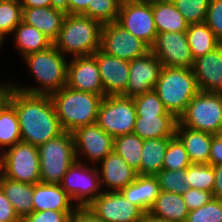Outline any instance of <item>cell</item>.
<instances>
[{
  "label": "cell",
  "instance_id": "cell-5",
  "mask_svg": "<svg viewBox=\"0 0 222 222\" xmlns=\"http://www.w3.org/2000/svg\"><path fill=\"white\" fill-rule=\"evenodd\" d=\"M154 91L167 111L178 119L199 89L192 69L162 67Z\"/></svg>",
  "mask_w": 222,
  "mask_h": 222
},
{
  "label": "cell",
  "instance_id": "cell-31",
  "mask_svg": "<svg viewBox=\"0 0 222 222\" xmlns=\"http://www.w3.org/2000/svg\"><path fill=\"white\" fill-rule=\"evenodd\" d=\"M186 36L194 59L213 51L221 44L205 22L189 24Z\"/></svg>",
  "mask_w": 222,
  "mask_h": 222
},
{
  "label": "cell",
  "instance_id": "cell-36",
  "mask_svg": "<svg viewBox=\"0 0 222 222\" xmlns=\"http://www.w3.org/2000/svg\"><path fill=\"white\" fill-rule=\"evenodd\" d=\"M22 21V5L19 0H0V38L12 34Z\"/></svg>",
  "mask_w": 222,
  "mask_h": 222
},
{
  "label": "cell",
  "instance_id": "cell-10",
  "mask_svg": "<svg viewBox=\"0 0 222 222\" xmlns=\"http://www.w3.org/2000/svg\"><path fill=\"white\" fill-rule=\"evenodd\" d=\"M60 185L72 201L77 202V207H87L103 192L100 190L99 169L96 166L90 168L79 160L69 167Z\"/></svg>",
  "mask_w": 222,
  "mask_h": 222
},
{
  "label": "cell",
  "instance_id": "cell-3",
  "mask_svg": "<svg viewBox=\"0 0 222 222\" xmlns=\"http://www.w3.org/2000/svg\"><path fill=\"white\" fill-rule=\"evenodd\" d=\"M23 58L40 85L27 88L12 83L16 90L29 94L50 95L66 86L68 62L65 55L54 45L45 50L30 53Z\"/></svg>",
  "mask_w": 222,
  "mask_h": 222
},
{
  "label": "cell",
  "instance_id": "cell-33",
  "mask_svg": "<svg viewBox=\"0 0 222 222\" xmlns=\"http://www.w3.org/2000/svg\"><path fill=\"white\" fill-rule=\"evenodd\" d=\"M21 141L19 120L15 108L9 103L0 113V147H12Z\"/></svg>",
  "mask_w": 222,
  "mask_h": 222
},
{
  "label": "cell",
  "instance_id": "cell-46",
  "mask_svg": "<svg viewBox=\"0 0 222 222\" xmlns=\"http://www.w3.org/2000/svg\"><path fill=\"white\" fill-rule=\"evenodd\" d=\"M208 164L222 165V134H212V144Z\"/></svg>",
  "mask_w": 222,
  "mask_h": 222
},
{
  "label": "cell",
  "instance_id": "cell-56",
  "mask_svg": "<svg viewBox=\"0 0 222 222\" xmlns=\"http://www.w3.org/2000/svg\"><path fill=\"white\" fill-rule=\"evenodd\" d=\"M3 44V40L0 38V46Z\"/></svg>",
  "mask_w": 222,
  "mask_h": 222
},
{
  "label": "cell",
  "instance_id": "cell-34",
  "mask_svg": "<svg viewBox=\"0 0 222 222\" xmlns=\"http://www.w3.org/2000/svg\"><path fill=\"white\" fill-rule=\"evenodd\" d=\"M186 183L189 188L213 193L215 181L214 166L210 164H191L186 168Z\"/></svg>",
  "mask_w": 222,
  "mask_h": 222
},
{
  "label": "cell",
  "instance_id": "cell-15",
  "mask_svg": "<svg viewBox=\"0 0 222 222\" xmlns=\"http://www.w3.org/2000/svg\"><path fill=\"white\" fill-rule=\"evenodd\" d=\"M161 69V61L151 51L129 61V79L122 95L134 98L154 90Z\"/></svg>",
  "mask_w": 222,
  "mask_h": 222
},
{
  "label": "cell",
  "instance_id": "cell-23",
  "mask_svg": "<svg viewBox=\"0 0 222 222\" xmlns=\"http://www.w3.org/2000/svg\"><path fill=\"white\" fill-rule=\"evenodd\" d=\"M160 191L156 176L137 175L134 182L119 192L145 213L150 211Z\"/></svg>",
  "mask_w": 222,
  "mask_h": 222
},
{
  "label": "cell",
  "instance_id": "cell-8",
  "mask_svg": "<svg viewBox=\"0 0 222 222\" xmlns=\"http://www.w3.org/2000/svg\"><path fill=\"white\" fill-rule=\"evenodd\" d=\"M134 100L123 95L103 97L98 110L97 124L113 138L133 134L136 122Z\"/></svg>",
  "mask_w": 222,
  "mask_h": 222
},
{
  "label": "cell",
  "instance_id": "cell-29",
  "mask_svg": "<svg viewBox=\"0 0 222 222\" xmlns=\"http://www.w3.org/2000/svg\"><path fill=\"white\" fill-rule=\"evenodd\" d=\"M157 33L186 32L189 23L176 9L172 1L152 4Z\"/></svg>",
  "mask_w": 222,
  "mask_h": 222
},
{
  "label": "cell",
  "instance_id": "cell-45",
  "mask_svg": "<svg viewBox=\"0 0 222 222\" xmlns=\"http://www.w3.org/2000/svg\"><path fill=\"white\" fill-rule=\"evenodd\" d=\"M21 219L16 214L13 205L6 198L0 188V222H20Z\"/></svg>",
  "mask_w": 222,
  "mask_h": 222
},
{
  "label": "cell",
  "instance_id": "cell-38",
  "mask_svg": "<svg viewBox=\"0 0 222 222\" xmlns=\"http://www.w3.org/2000/svg\"><path fill=\"white\" fill-rule=\"evenodd\" d=\"M137 116H174L169 113L154 90L133 98Z\"/></svg>",
  "mask_w": 222,
  "mask_h": 222
},
{
  "label": "cell",
  "instance_id": "cell-26",
  "mask_svg": "<svg viewBox=\"0 0 222 222\" xmlns=\"http://www.w3.org/2000/svg\"><path fill=\"white\" fill-rule=\"evenodd\" d=\"M0 188L20 219L33 212L32 184L13 181L2 176Z\"/></svg>",
  "mask_w": 222,
  "mask_h": 222
},
{
  "label": "cell",
  "instance_id": "cell-18",
  "mask_svg": "<svg viewBox=\"0 0 222 222\" xmlns=\"http://www.w3.org/2000/svg\"><path fill=\"white\" fill-rule=\"evenodd\" d=\"M93 55L98 64L105 95H122L129 79V61L107 54L101 48Z\"/></svg>",
  "mask_w": 222,
  "mask_h": 222
},
{
  "label": "cell",
  "instance_id": "cell-41",
  "mask_svg": "<svg viewBox=\"0 0 222 222\" xmlns=\"http://www.w3.org/2000/svg\"><path fill=\"white\" fill-rule=\"evenodd\" d=\"M186 222H222V200L212 198L200 208L189 211Z\"/></svg>",
  "mask_w": 222,
  "mask_h": 222
},
{
  "label": "cell",
  "instance_id": "cell-17",
  "mask_svg": "<svg viewBox=\"0 0 222 222\" xmlns=\"http://www.w3.org/2000/svg\"><path fill=\"white\" fill-rule=\"evenodd\" d=\"M66 86L74 90L106 96L94 55L73 57L68 62Z\"/></svg>",
  "mask_w": 222,
  "mask_h": 222
},
{
  "label": "cell",
  "instance_id": "cell-37",
  "mask_svg": "<svg viewBox=\"0 0 222 222\" xmlns=\"http://www.w3.org/2000/svg\"><path fill=\"white\" fill-rule=\"evenodd\" d=\"M188 153L185 150L183 143L175 135L168 144L162 169L165 170H180L186 169L191 165Z\"/></svg>",
  "mask_w": 222,
  "mask_h": 222
},
{
  "label": "cell",
  "instance_id": "cell-54",
  "mask_svg": "<svg viewBox=\"0 0 222 222\" xmlns=\"http://www.w3.org/2000/svg\"><path fill=\"white\" fill-rule=\"evenodd\" d=\"M3 157H4L3 154L0 155V180L2 179V176H3Z\"/></svg>",
  "mask_w": 222,
  "mask_h": 222
},
{
  "label": "cell",
  "instance_id": "cell-9",
  "mask_svg": "<svg viewBox=\"0 0 222 222\" xmlns=\"http://www.w3.org/2000/svg\"><path fill=\"white\" fill-rule=\"evenodd\" d=\"M3 152V176L13 181L32 185L40 182V160L37 146L20 141Z\"/></svg>",
  "mask_w": 222,
  "mask_h": 222
},
{
  "label": "cell",
  "instance_id": "cell-13",
  "mask_svg": "<svg viewBox=\"0 0 222 222\" xmlns=\"http://www.w3.org/2000/svg\"><path fill=\"white\" fill-rule=\"evenodd\" d=\"M87 207L104 222H140L144 213L119 191L103 190Z\"/></svg>",
  "mask_w": 222,
  "mask_h": 222
},
{
  "label": "cell",
  "instance_id": "cell-28",
  "mask_svg": "<svg viewBox=\"0 0 222 222\" xmlns=\"http://www.w3.org/2000/svg\"><path fill=\"white\" fill-rule=\"evenodd\" d=\"M172 137L143 140L140 175L156 176L163 167L165 153Z\"/></svg>",
  "mask_w": 222,
  "mask_h": 222
},
{
  "label": "cell",
  "instance_id": "cell-21",
  "mask_svg": "<svg viewBox=\"0 0 222 222\" xmlns=\"http://www.w3.org/2000/svg\"><path fill=\"white\" fill-rule=\"evenodd\" d=\"M32 198L33 212L45 210L74 211L77 208L60 184L38 182L33 185Z\"/></svg>",
  "mask_w": 222,
  "mask_h": 222
},
{
  "label": "cell",
  "instance_id": "cell-4",
  "mask_svg": "<svg viewBox=\"0 0 222 222\" xmlns=\"http://www.w3.org/2000/svg\"><path fill=\"white\" fill-rule=\"evenodd\" d=\"M102 24L82 14H67L53 45L74 57L93 55L101 48Z\"/></svg>",
  "mask_w": 222,
  "mask_h": 222
},
{
  "label": "cell",
  "instance_id": "cell-11",
  "mask_svg": "<svg viewBox=\"0 0 222 222\" xmlns=\"http://www.w3.org/2000/svg\"><path fill=\"white\" fill-rule=\"evenodd\" d=\"M116 22L149 48L154 44L158 33L151 3L143 0L122 1Z\"/></svg>",
  "mask_w": 222,
  "mask_h": 222
},
{
  "label": "cell",
  "instance_id": "cell-42",
  "mask_svg": "<svg viewBox=\"0 0 222 222\" xmlns=\"http://www.w3.org/2000/svg\"><path fill=\"white\" fill-rule=\"evenodd\" d=\"M222 44V0H211L204 21Z\"/></svg>",
  "mask_w": 222,
  "mask_h": 222
},
{
  "label": "cell",
  "instance_id": "cell-55",
  "mask_svg": "<svg viewBox=\"0 0 222 222\" xmlns=\"http://www.w3.org/2000/svg\"><path fill=\"white\" fill-rule=\"evenodd\" d=\"M144 1L154 4V3H158V2H168V1H172V0H144Z\"/></svg>",
  "mask_w": 222,
  "mask_h": 222
},
{
  "label": "cell",
  "instance_id": "cell-49",
  "mask_svg": "<svg viewBox=\"0 0 222 222\" xmlns=\"http://www.w3.org/2000/svg\"><path fill=\"white\" fill-rule=\"evenodd\" d=\"M213 198L222 200V165L214 166Z\"/></svg>",
  "mask_w": 222,
  "mask_h": 222
},
{
  "label": "cell",
  "instance_id": "cell-27",
  "mask_svg": "<svg viewBox=\"0 0 222 222\" xmlns=\"http://www.w3.org/2000/svg\"><path fill=\"white\" fill-rule=\"evenodd\" d=\"M149 212L173 222H186L189 209L182 195L160 191Z\"/></svg>",
  "mask_w": 222,
  "mask_h": 222
},
{
  "label": "cell",
  "instance_id": "cell-24",
  "mask_svg": "<svg viewBox=\"0 0 222 222\" xmlns=\"http://www.w3.org/2000/svg\"><path fill=\"white\" fill-rule=\"evenodd\" d=\"M175 135L183 143L192 164H208L212 144V134L181 126L176 127Z\"/></svg>",
  "mask_w": 222,
  "mask_h": 222
},
{
  "label": "cell",
  "instance_id": "cell-39",
  "mask_svg": "<svg viewBox=\"0 0 222 222\" xmlns=\"http://www.w3.org/2000/svg\"><path fill=\"white\" fill-rule=\"evenodd\" d=\"M161 191L175 193L182 195L189 189L186 183L187 172L186 169L180 170H165L162 169L156 175Z\"/></svg>",
  "mask_w": 222,
  "mask_h": 222
},
{
  "label": "cell",
  "instance_id": "cell-6",
  "mask_svg": "<svg viewBox=\"0 0 222 222\" xmlns=\"http://www.w3.org/2000/svg\"><path fill=\"white\" fill-rule=\"evenodd\" d=\"M40 182L60 184L69 167L77 160L72 133L63 131L38 147Z\"/></svg>",
  "mask_w": 222,
  "mask_h": 222
},
{
  "label": "cell",
  "instance_id": "cell-53",
  "mask_svg": "<svg viewBox=\"0 0 222 222\" xmlns=\"http://www.w3.org/2000/svg\"><path fill=\"white\" fill-rule=\"evenodd\" d=\"M140 222H173V221L156 217L152 215L150 212H145L143 213Z\"/></svg>",
  "mask_w": 222,
  "mask_h": 222
},
{
  "label": "cell",
  "instance_id": "cell-44",
  "mask_svg": "<svg viewBox=\"0 0 222 222\" xmlns=\"http://www.w3.org/2000/svg\"><path fill=\"white\" fill-rule=\"evenodd\" d=\"M182 196L189 211L200 208L213 198V194L211 192L192 188L185 191Z\"/></svg>",
  "mask_w": 222,
  "mask_h": 222
},
{
  "label": "cell",
  "instance_id": "cell-30",
  "mask_svg": "<svg viewBox=\"0 0 222 222\" xmlns=\"http://www.w3.org/2000/svg\"><path fill=\"white\" fill-rule=\"evenodd\" d=\"M15 44L20 54L24 57L30 53L45 50L53 42L34 26L21 21L14 29Z\"/></svg>",
  "mask_w": 222,
  "mask_h": 222
},
{
  "label": "cell",
  "instance_id": "cell-43",
  "mask_svg": "<svg viewBox=\"0 0 222 222\" xmlns=\"http://www.w3.org/2000/svg\"><path fill=\"white\" fill-rule=\"evenodd\" d=\"M73 211H53L45 210L32 212L21 218L20 222H68L69 216Z\"/></svg>",
  "mask_w": 222,
  "mask_h": 222
},
{
  "label": "cell",
  "instance_id": "cell-14",
  "mask_svg": "<svg viewBox=\"0 0 222 222\" xmlns=\"http://www.w3.org/2000/svg\"><path fill=\"white\" fill-rule=\"evenodd\" d=\"M150 51L161 61L162 67H193L194 58L186 32L158 33Z\"/></svg>",
  "mask_w": 222,
  "mask_h": 222
},
{
  "label": "cell",
  "instance_id": "cell-19",
  "mask_svg": "<svg viewBox=\"0 0 222 222\" xmlns=\"http://www.w3.org/2000/svg\"><path fill=\"white\" fill-rule=\"evenodd\" d=\"M192 70L199 91L222 93V44L194 59Z\"/></svg>",
  "mask_w": 222,
  "mask_h": 222
},
{
  "label": "cell",
  "instance_id": "cell-52",
  "mask_svg": "<svg viewBox=\"0 0 222 222\" xmlns=\"http://www.w3.org/2000/svg\"><path fill=\"white\" fill-rule=\"evenodd\" d=\"M51 7L68 14V0H51Z\"/></svg>",
  "mask_w": 222,
  "mask_h": 222
},
{
  "label": "cell",
  "instance_id": "cell-40",
  "mask_svg": "<svg viewBox=\"0 0 222 222\" xmlns=\"http://www.w3.org/2000/svg\"><path fill=\"white\" fill-rule=\"evenodd\" d=\"M211 0H172L189 24L203 23Z\"/></svg>",
  "mask_w": 222,
  "mask_h": 222
},
{
  "label": "cell",
  "instance_id": "cell-47",
  "mask_svg": "<svg viewBox=\"0 0 222 222\" xmlns=\"http://www.w3.org/2000/svg\"><path fill=\"white\" fill-rule=\"evenodd\" d=\"M68 222H104L97 218L88 207H77L69 216Z\"/></svg>",
  "mask_w": 222,
  "mask_h": 222
},
{
  "label": "cell",
  "instance_id": "cell-7",
  "mask_svg": "<svg viewBox=\"0 0 222 222\" xmlns=\"http://www.w3.org/2000/svg\"><path fill=\"white\" fill-rule=\"evenodd\" d=\"M181 126L222 134V93L199 91L178 118Z\"/></svg>",
  "mask_w": 222,
  "mask_h": 222
},
{
  "label": "cell",
  "instance_id": "cell-32",
  "mask_svg": "<svg viewBox=\"0 0 222 222\" xmlns=\"http://www.w3.org/2000/svg\"><path fill=\"white\" fill-rule=\"evenodd\" d=\"M143 139L135 134L120 135L114 138L113 151L121 156L140 175Z\"/></svg>",
  "mask_w": 222,
  "mask_h": 222
},
{
  "label": "cell",
  "instance_id": "cell-51",
  "mask_svg": "<svg viewBox=\"0 0 222 222\" xmlns=\"http://www.w3.org/2000/svg\"><path fill=\"white\" fill-rule=\"evenodd\" d=\"M22 8L49 7L51 0H19Z\"/></svg>",
  "mask_w": 222,
  "mask_h": 222
},
{
  "label": "cell",
  "instance_id": "cell-35",
  "mask_svg": "<svg viewBox=\"0 0 222 222\" xmlns=\"http://www.w3.org/2000/svg\"><path fill=\"white\" fill-rule=\"evenodd\" d=\"M122 0H91L88 9L82 14L99 21L102 25L116 22Z\"/></svg>",
  "mask_w": 222,
  "mask_h": 222
},
{
  "label": "cell",
  "instance_id": "cell-2",
  "mask_svg": "<svg viewBox=\"0 0 222 222\" xmlns=\"http://www.w3.org/2000/svg\"><path fill=\"white\" fill-rule=\"evenodd\" d=\"M63 131L76 129L97 122L98 110L103 97L64 86L50 94Z\"/></svg>",
  "mask_w": 222,
  "mask_h": 222
},
{
  "label": "cell",
  "instance_id": "cell-20",
  "mask_svg": "<svg viewBox=\"0 0 222 222\" xmlns=\"http://www.w3.org/2000/svg\"><path fill=\"white\" fill-rule=\"evenodd\" d=\"M99 169L100 184L108 191H120L135 181L137 171L134 170L121 156L112 151L101 161Z\"/></svg>",
  "mask_w": 222,
  "mask_h": 222
},
{
  "label": "cell",
  "instance_id": "cell-12",
  "mask_svg": "<svg viewBox=\"0 0 222 222\" xmlns=\"http://www.w3.org/2000/svg\"><path fill=\"white\" fill-rule=\"evenodd\" d=\"M101 49L114 57L131 61L142 57L150 48L139 38L132 35L117 22L102 25Z\"/></svg>",
  "mask_w": 222,
  "mask_h": 222
},
{
  "label": "cell",
  "instance_id": "cell-22",
  "mask_svg": "<svg viewBox=\"0 0 222 222\" xmlns=\"http://www.w3.org/2000/svg\"><path fill=\"white\" fill-rule=\"evenodd\" d=\"M66 15L51 6L22 8V21L37 28L52 42L57 39Z\"/></svg>",
  "mask_w": 222,
  "mask_h": 222
},
{
  "label": "cell",
  "instance_id": "cell-1",
  "mask_svg": "<svg viewBox=\"0 0 222 222\" xmlns=\"http://www.w3.org/2000/svg\"><path fill=\"white\" fill-rule=\"evenodd\" d=\"M10 104L18 116L22 142L39 147L63 132L50 95L29 94L14 88Z\"/></svg>",
  "mask_w": 222,
  "mask_h": 222
},
{
  "label": "cell",
  "instance_id": "cell-50",
  "mask_svg": "<svg viewBox=\"0 0 222 222\" xmlns=\"http://www.w3.org/2000/svg\"><path fill=\"white\" fill-rule=\"evenodd\" d=\"M13 89L14 87L10 83L4 84V86L0 89V113L10 103Z\"/></svg>",
  "mask_w": 222,
  "mask_h": 222
},
{
  "label": "cell",
  "instance_id": "cell-25",
  "mask_svg": "<svg viewBox=\"0 0 222 222\" xmlns=\"http://www.w3.org/2000/svg\"><path fill=\"white\" fill-rule=\"evenodd\" d=\"M178 119L175 116H137L133 134L141 139L173 137Z\"/></svg>",
  "mask_w": 222,
  "mask_h": 222
},
{
  "label": "cell",
  "instance_id": "cell-48",
  "mask_svg": "<svg viewBox=\"0 0 222 222\" xmlns=\"http://www.w3.org/2000/svg\"><path fill=\"white\" fill-rule=\"evenodd\" d=\"M91 0H68V14H83Z\"/></svg>",
  "mask_w": 222,
  "mask_h": 222
},
{
  "label": "cell",
  "instance_id": "cell-16",
  "mask_svg": "<svg viewBox=\"0 0 222 222\" xmlns=\"http://www.w3.org/2000/svg\"><path fill=\"white\" fill-rule=\"evenodd\" d=\"M72 135L77 160L80 155L85 154L89 161L100 163L113 151L114 138L97 123L80 127Z\"/></svg>",
  "mask_w": 222,
  "mask_h": 222
}]
</instances>
